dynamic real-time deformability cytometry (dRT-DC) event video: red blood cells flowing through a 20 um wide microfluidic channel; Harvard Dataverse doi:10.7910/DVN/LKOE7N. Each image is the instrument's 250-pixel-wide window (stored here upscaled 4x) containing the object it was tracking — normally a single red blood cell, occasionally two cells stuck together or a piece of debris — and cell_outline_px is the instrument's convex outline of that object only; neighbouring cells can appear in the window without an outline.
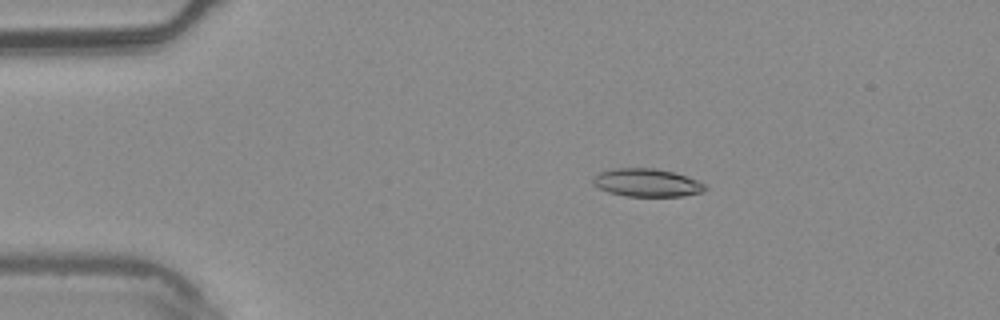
{"species": "common noctule bat (a hibernating species)", "species_latin": "Nyctalus noctula", "temperature_condition": "warm", "stored_images_in_passage": 5, "camera_frame_rate_fps": 3000, "um_per_image_px": 0.085, "animal": {"sex": "male", "body_mass_g": 20.4}, "frame": {"image": 1, "passage_image": 2, "time_ms": 0.333, "image_size_px": [1000, 320], "cell_outline_px": [[708, 188], [704, 192], [684, 196], [624, 196], [608, 192], [592, 184], [592, 176], [600, 172], [612, 168], [656, 168], [672, 172], [696, 180], [704, 184]], "centroid_in_image_um": [54.95, 15.53], "position_along_channel_um": 30.0, "area_um2": 18.38}}
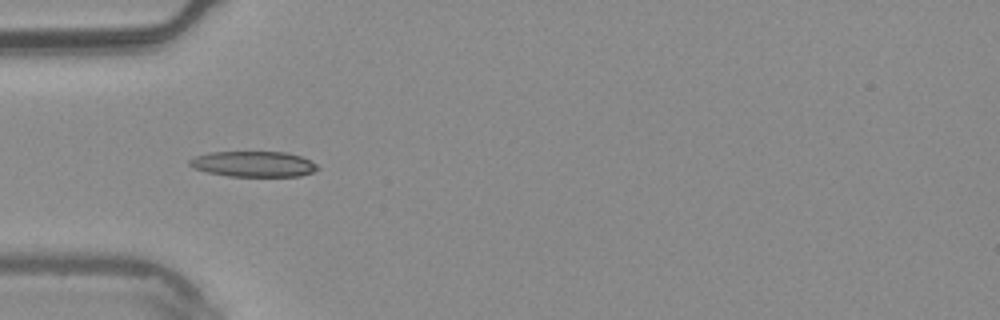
{"frame": {"image": 2, "passage_image": 4, "time_ms": 1.0, "image_size_px": [1000, 320], "cell_outline_px": [[320, 168], [312, 172], [300, 176], [228, 176], [208, 172], [192, 168], [188, 164], [188, 160], [196, 156], [208, 152], [288, 152], [300, 156], [316, 164]], "centroid_in_image_um": [21.52, 13.94], "position_along_channel_um": 63.5, "area_um2": 19.07}}